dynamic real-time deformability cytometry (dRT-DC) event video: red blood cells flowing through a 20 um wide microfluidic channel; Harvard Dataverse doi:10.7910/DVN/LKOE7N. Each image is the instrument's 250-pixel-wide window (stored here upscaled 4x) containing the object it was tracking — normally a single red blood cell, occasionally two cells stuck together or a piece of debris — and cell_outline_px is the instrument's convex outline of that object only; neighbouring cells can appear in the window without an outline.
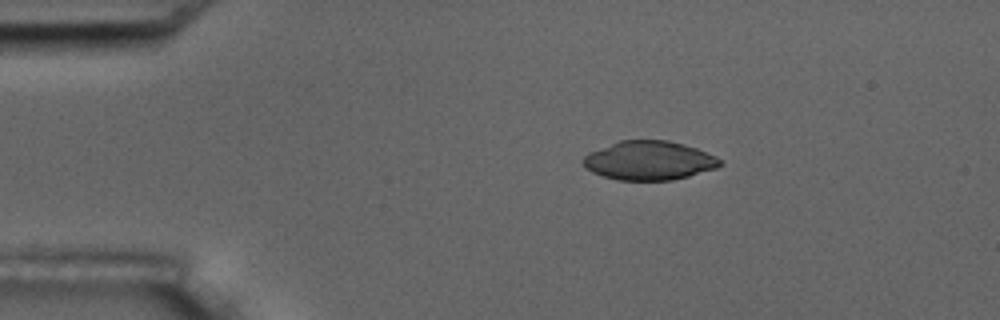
{"species": "common noctule bat (a hibernating species)", "species_latin": "Nyctalus noctula", "temperature_condition": "room temperature", "stored_images_in_passage": 14, "camera_frame_rate_fps": 3000, "um_per_image_px": 0.085, "animal": {"sex": "male", "body_mass_g": 17.5, "forearm_length_mm": 52.3}, "frame": {"image": 1, "passage_image": 1, "time_ms": 0.0, "image_size_px": [1000, 320], "cell_outline_px": [[724, 164], [716, 168], [688, 176], [672, 180], [620, 180], [604, 176], [592, 172], [584, 168], [580, 160], [588, 152], [620, 140], [668, 140], [684, 144], [696, 148], [716, 156]], "centroid_in_image_um": [55.14, 13.64], "position_along_channel_um": 29.9, "area_um2": 31.21}}